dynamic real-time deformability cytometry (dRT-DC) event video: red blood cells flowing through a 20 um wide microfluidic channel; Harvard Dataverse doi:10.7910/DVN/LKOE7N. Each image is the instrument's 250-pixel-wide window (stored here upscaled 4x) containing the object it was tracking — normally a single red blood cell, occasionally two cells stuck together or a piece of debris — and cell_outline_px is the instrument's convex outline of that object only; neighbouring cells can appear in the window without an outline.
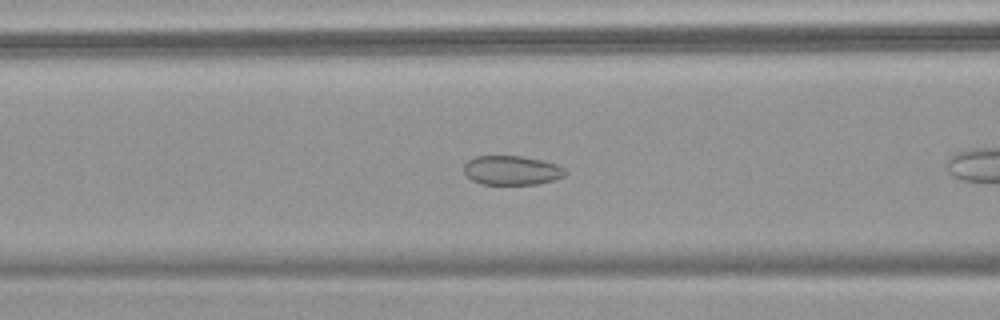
{"species": "common noctule bat (a hibernating species)", "species_latin": "Nyctalus noctula", "temperature_condition": "warm", "stored_images_in_passage": 35, "camera_frame_rate_fps": 3000, "um_per_image_px": 0.085, "animal": {"sex": "female", "body_mass_g": 18.4}, "frame": {"image": 1, "passage_image": 9, "time_ms": 2.667, "image_size_px": [1000, 320], "cell_outline_px": [[568, 172], [564, 176], [552, 180], [536, 184], [480, 184], [472, 180], [464, 172], [464, 164], [468, 160], [476, 156], [520, 156], [544, 160], [556, 164], [564, 168]], "centroid_in_image_um": [43.5, 14.47], "position_along_channel_um": 123.1, "area_um2": 17.28}}
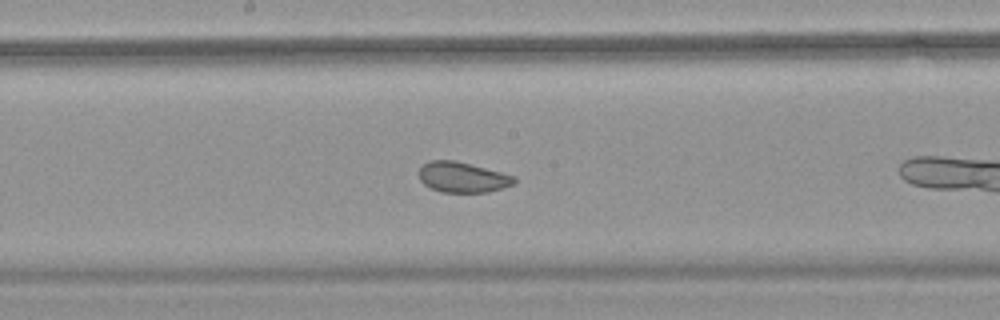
{"frame": {"image": 2, "passage_image": 16, "time_ms": 5.0, "image_size_px": [1000, 320], "cell_outline_px": [[516, 180], [512, 184], [504, 188], [488, 192], [440, 192], [424, 184], [420, 180], [420, 168], [428, 160], [456, 160], [516, 176]], "centroid_in_image_um": [39.33, 15.06], "position_along_channel_um": 208.9, "area_um2": 16.88}}
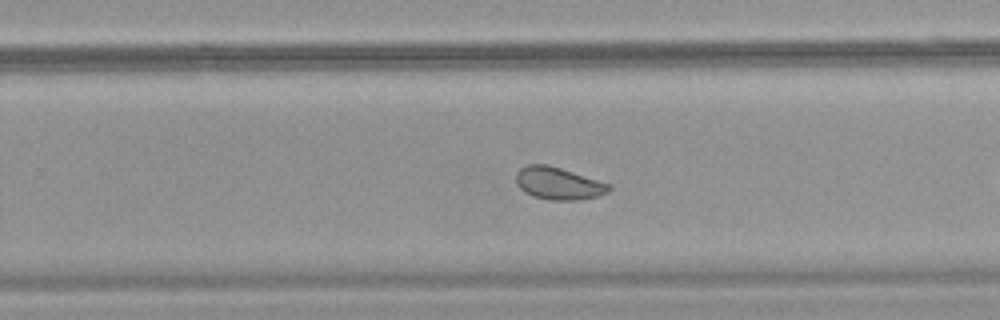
{"frame": {"image": 3, "passage_image": 22, "time_ms": 7.0, "image_size_px": [1000, 320], "cell_outline_px": [[612, 188], [608, 192], [600, 196], [580, 200], [548, 200], [532, 196], [524, 192], [516, 184], [516, 172], [520, 168], [528, 164], [548, 164], [612, 184]], "centroid_in_image_um": [47.48, 15.59], "position_along_channel_um": 282.3, "area_um2": 17.86}}